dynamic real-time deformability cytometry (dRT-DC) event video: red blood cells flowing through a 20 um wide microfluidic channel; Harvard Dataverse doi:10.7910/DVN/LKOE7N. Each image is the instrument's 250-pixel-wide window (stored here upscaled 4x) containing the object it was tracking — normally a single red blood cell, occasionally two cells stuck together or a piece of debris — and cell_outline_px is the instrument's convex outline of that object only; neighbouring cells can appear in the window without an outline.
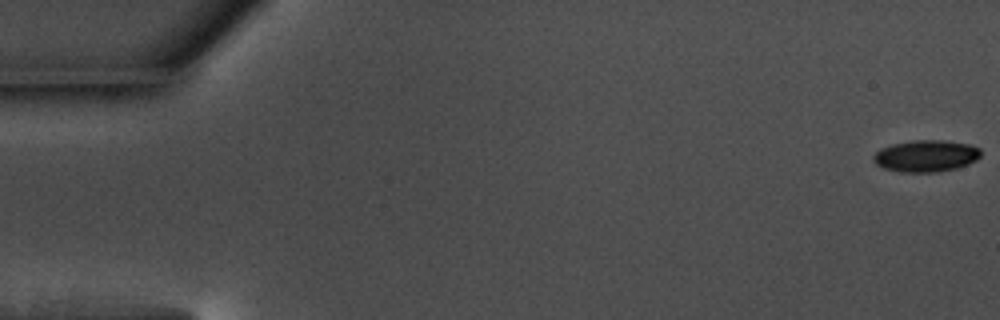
{"species": "common noctule bat (a hibernating species)", "species_latin": "Nyctalus noctula", "temperature_condition": "warm", "stored_images_in_passage": 57, "camera_frame_rate_fps": 3000, "um_per_image_px": 0.085, "animal": {"sex": "male", "body_mass_g": 17.5, "forearm_length_mm": 52.3}, "frame": {"image": 1, "passage_image": 1, "time_ms": 0.0, "image_size_px": [1000, 320], "cell_outline_px": [[980, 156], [976, 160], [968, 164], [956, 168], [936, 172], [900, 172], [884, 168], [876, 164], [872, 160], [872, 156], [880, 148], [892, 144], [912, 140], [944, 140], [968, 144], [980, 148]], "centroid_in_image_um": [78.68, 13.25], "position_along_channel_um": 6.3, "area_um2": 19.94}}
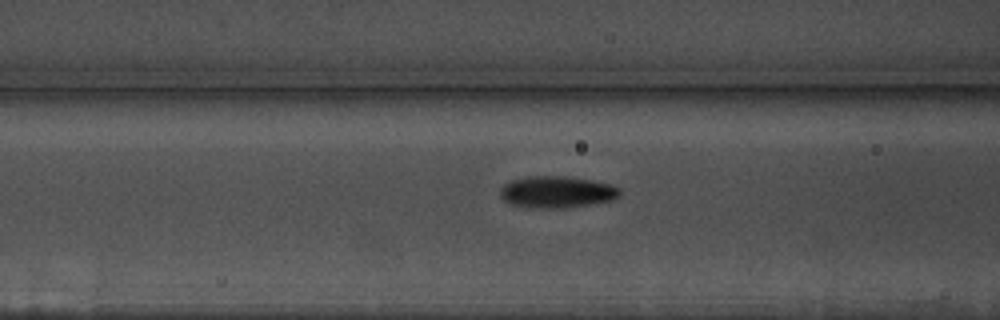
{"frame": {"image": 2, "passage_image": 23, "time_ms": 7.333, "image_size_px": [1000, 320], "cell_outline_px": [[620, 196], [612, 200], [564, 208], [528, 208], [512, 204], [504, 200], [500, 196], [500, 188], [504, 184], [512, 180], [528, 176], [564, 176], [592, 180], [612, 184], [620, 188]], "centroid_in_image_um": [47.32, 16.31], "position_along_channel_um": 119.3, "area_um2": 22.2}}
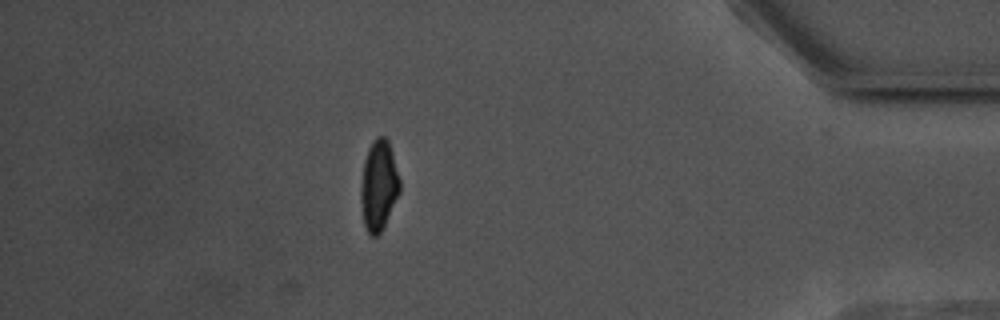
{"frame": {"image": 3, "passage_image": 50, "time_ms": 16.333, "image_size_px": [1000, 320], "cell_outline_px": [[400, 192], [384, 228], [376, 236], [368, 236], [364, 224], [360, 204], [360, 188], [364, 160], [368, 148], [372, 140], [376, 136], [384, 136], [388, 140], [392, 152], [400, 180]], "centroid_in_image_um": [32.18, 15.79], "position_along_channel_um": 403.0, "area_um2": 20.87}, "authors_computed_cell_mechanics": {"area_um2": 20.808, "velocity_mm_per_s": 3.648, "shape_relaxation_time_tau1_ms": 3.9812, "shape_relaxation_time_tau2_ms": 3.2305, "deformation_change_tau1": 0.125, "deformation_change_tau2": 0.0891}}